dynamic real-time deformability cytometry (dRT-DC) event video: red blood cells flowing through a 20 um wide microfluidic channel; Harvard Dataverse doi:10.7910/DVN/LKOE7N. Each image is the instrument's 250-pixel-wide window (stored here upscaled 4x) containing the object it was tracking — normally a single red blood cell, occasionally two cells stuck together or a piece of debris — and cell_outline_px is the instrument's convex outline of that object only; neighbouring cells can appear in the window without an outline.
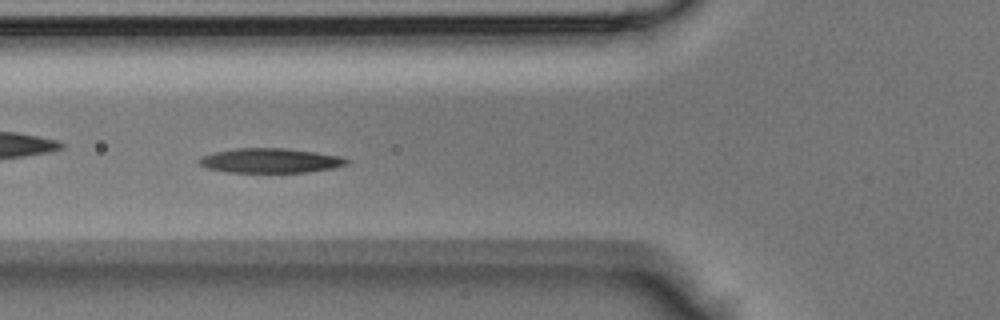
{"species": "Egyptian fruit bat (a non-hibernating species)", "species_latin": "Rousettus aegyptiacus", "temperature_condition": "room temperature", "stored_images_in_passage": 45, "camera_frame_rate_fps": 3000, "um_per_image_px": 0.085, "animal": {"sex": "male"}, "frame": {"image": 1, "passage_image": 16, "time_ms": 5.0, "image_size_px": [1000, 320], "cell_outline_px": [[348, 164], [332, 168], [308, 172], [228, 172], [208, 168], [200, 164], [196, 160], [204, 156], [216, 152], [236, 148], [284, 148], [316, 152], [340, 156], [348, 160]], "centroid_in_image_um": [22.99, 13.65], "position_along_channel_um": 102.8, "area_um2": 20.92}}
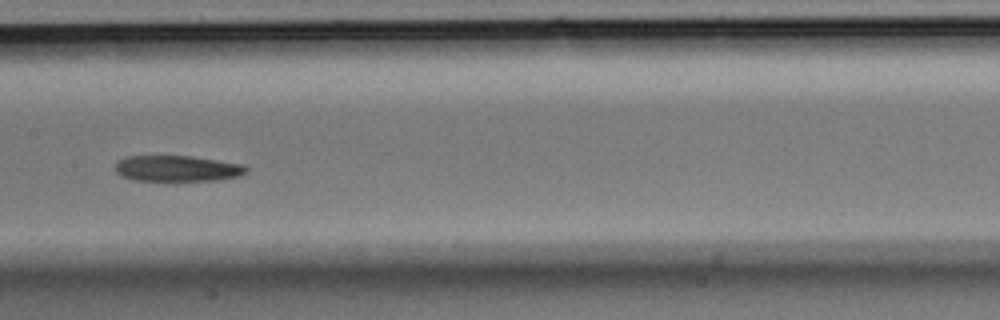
{"frame": {"image": 2, "passage_image": 22, "time_ms": 7.0, "image_size_px": [1000, 320], "cell_outline_px": [[248, 172], [240, 176], [220, 180], [168, 184], [132, 180], [120, 176], [116, 172], [116, 164], [120, 160], [128, 156], [192, 156], [244, 164], [248, 168]], "centroid_in_image_um": [15.09, 14.39], "position_along_channel_um": 192.3, "area_um2": 21.1}}
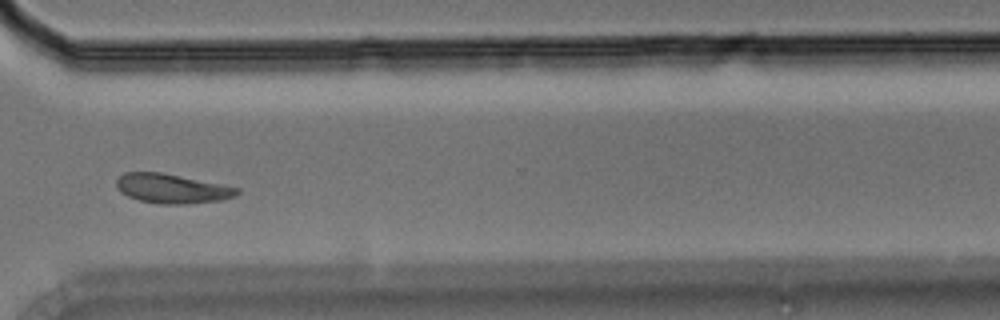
{"frame": {"image": 3, "passage_image": 33, "time_ms": 10.667, "image_size_px": [1000, 320], "cell_outline_px": [[240, 192], [236, 196], [220, 200], [184, 204], [156, 204], [140, 200], [128, 196], [120, 192], [116, 188], [116, 180], [124, 172], [160, 172], [240, 188]], "centroid_in_image_um": [14.59, 16.03], "position_along_channel_um": 356.0, "area_um2": 20.58}}